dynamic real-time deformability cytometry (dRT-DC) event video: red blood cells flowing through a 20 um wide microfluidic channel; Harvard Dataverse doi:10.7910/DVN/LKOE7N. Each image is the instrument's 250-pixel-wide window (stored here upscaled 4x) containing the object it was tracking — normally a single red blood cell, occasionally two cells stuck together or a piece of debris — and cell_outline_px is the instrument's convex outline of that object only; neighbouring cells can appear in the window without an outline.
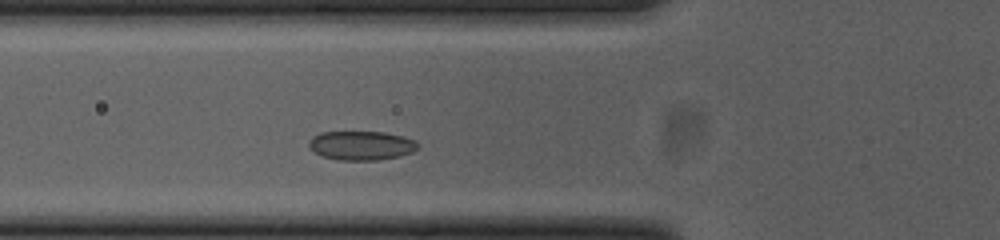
{"species": "common noctule bat (a hibernating species)", "species_latin": "Nyctalus noctula", "temperature_condition": "cold", "stored_images_in_passage": 32, "camera_frame_rate_fps": 3000, "um_per_image_px": 0.085, "animal": {"sex": "female", "body_mass_g": 23.0, "forearm_length_mm": 53.4}, "frame": {"image": 1, "passage_image": 6, "time_ms": 1.667, "image_size_px": [1000, 240], "cell_outline_px": [[420, 144], [412, 152], [400, 156], [380, 160], [336, 160], [324, 156], [308, 148], [308, 140], [312, 136], [320, 132], [384, 132], [404, 136], [416, 140]], "centroid_in_image_um": [30.71, 12.36], "position_along_channel_um": 95.1, "area_um2": 18.67}}
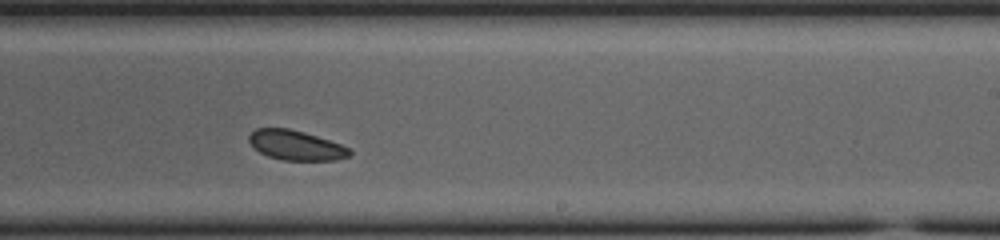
{"frame": {"image": 2, "passage_image": 20, "time_ms": 6.333, "image_size_px": [1000, 240], "cell_outline_px": [[352, 156], [336, 160], [280, 160], [268, 156], [260, 152], [248, 140], [248, 136], [256, 128], [288, 128], [304, 132], [340, 144], [348, 148], [352, 152]], "centroid_in_image_um": [25.16, 12.35], "position_along_channel_um": 263.8, "area_um2": 17.34}}
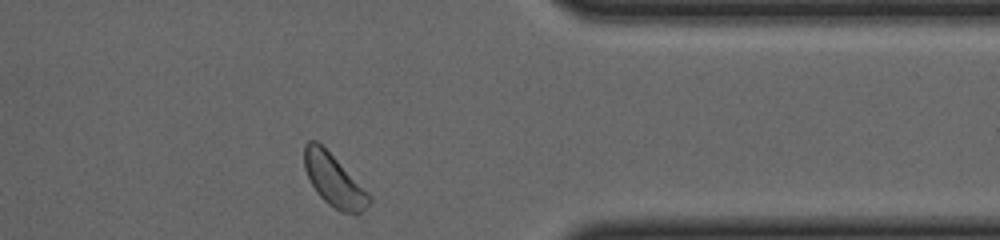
{"frame": {"image": 3, "passage_image": 31, "time_ms": 10.0, "image_size_px": [1000, 240], "cell_outline_px": [[372, 200], [356, 216], [340, 212], [328, 204], [316, 192], [304, 168], [304, 144], [308, 140], [316, 140], [372, 196]], "centroid_in_image_um": [28.38, 15.37], "position_along_channel_um": 383.0, "area_um2": 19.42}}